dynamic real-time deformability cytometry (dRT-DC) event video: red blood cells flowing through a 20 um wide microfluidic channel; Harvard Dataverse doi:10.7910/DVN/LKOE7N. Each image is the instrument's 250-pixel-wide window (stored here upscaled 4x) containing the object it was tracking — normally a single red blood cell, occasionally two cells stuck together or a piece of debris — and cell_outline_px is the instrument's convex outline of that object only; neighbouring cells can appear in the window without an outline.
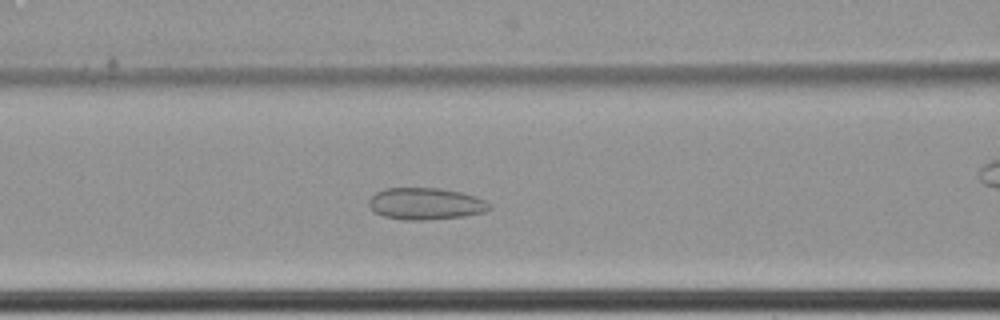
{"species": "common noctule bat (a hibernating species)", "species_latin": "Nyctalus noctula", "temperature_condition": "cold", "stored_images_in_passage": 45, "camera_frame_rate_fps": 3000, "um_per_image_px": 0.085, "animal": {"sex": "female", "body_mass_g": 22.7, "forearm_length_mm": 54.2}, "frame": {"image": 1, "passage_image": 21, "time_ms": 6.667, "image_size_px": [1000, 320], "cell_outline_px": [[492, 208], [484, 212], [464, 216], [424, 220], [404, 220], [384, 216], [376, 212], [368, 204], [368, 200], [376, 192], [384, 188], [440, 188], [460, 192], [476, 196], [492, 204]], "centroid_in_image_um": [36.2, 17.31], "position_along_channel_um": 130.4, "area_um2": 22.37}}
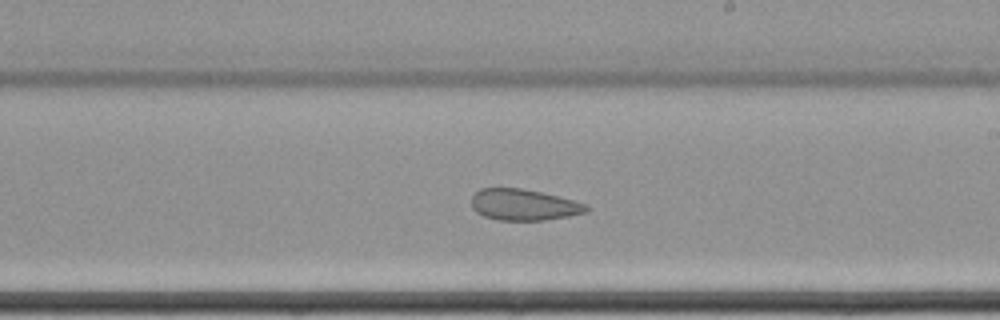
{"frame": {"image": 2, "passage_image": 31, "time_ms": 10.0, "image_size_px": [1000, 320], "cell_outline_px": [[592, 208], [588, 212], [568, 216], [544, 220], [500, 220], [484, 216], [476, 212], [472, 208], [472, 196], [480, 188], [520, 188], [540, 192], [588, 204]], "centroid_in_image_um": [44.54, 17.41], "position_along_channel_um": 244.5, "area_um2": 20.87}}
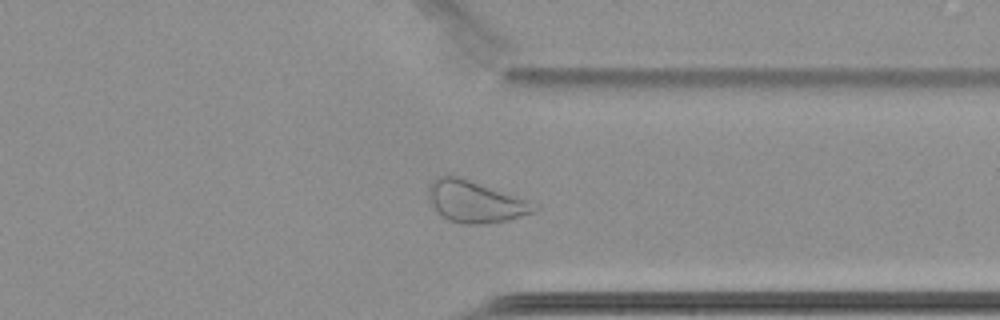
{"frame": {"image": 3, "passage_image": 42, "time_ms": 13.667, "image_size_px": [1000, 320], "cell_outline_px": [[540, 208], [536, 212], [508, 220], [484, 224], [460, 224], [448, 220], [436, 212], [428, 200], [428, 188], [432, 180], [440, 176], [456, 176], [532, 200]], "centroid_in_image_um": [40.43, 17.16], "position_along_channel_um": 371.0, "area_um2": 26.01}}